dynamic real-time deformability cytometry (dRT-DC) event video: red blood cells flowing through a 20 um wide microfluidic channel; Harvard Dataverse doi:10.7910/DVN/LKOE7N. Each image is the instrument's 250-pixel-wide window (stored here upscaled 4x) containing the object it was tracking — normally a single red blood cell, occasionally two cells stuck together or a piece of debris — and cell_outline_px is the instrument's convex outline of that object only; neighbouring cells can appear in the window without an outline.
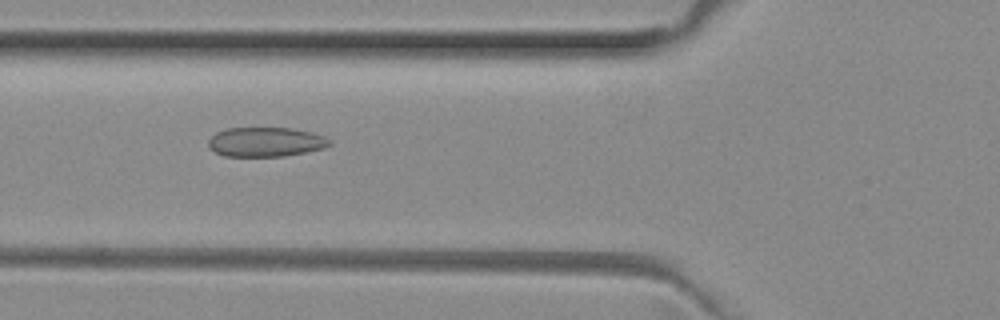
{"species": "common noctule bat (a hibernating species)", "species_latin": "Nyctalus noctula", "temperature_condition": "room temperature", "stored_images_in_passage": 48, "camera_frame_rate_fps": 3000, "um_per_image_px": 0.085, "animal": {"sex": "female", "body_mass_g": 29.2, "forearm_length_mm": 56.3}, "frame": {"image": 1, "passage_image": 16, "time_ms": 5.0, "image_size_px": [1000, 320], "cell_outline_px": [[332, 144], [324, 148], [284, 156], [224, 156], [208, 148], [208, 140], [216, 132], [228, 128], [292, 128], [312, 132], [324, 136], [332, 140]], "centroid_in_image_um": [22.59, 12.06], "position_along_channel_um": 103.2, "area_um2": 20.87}}
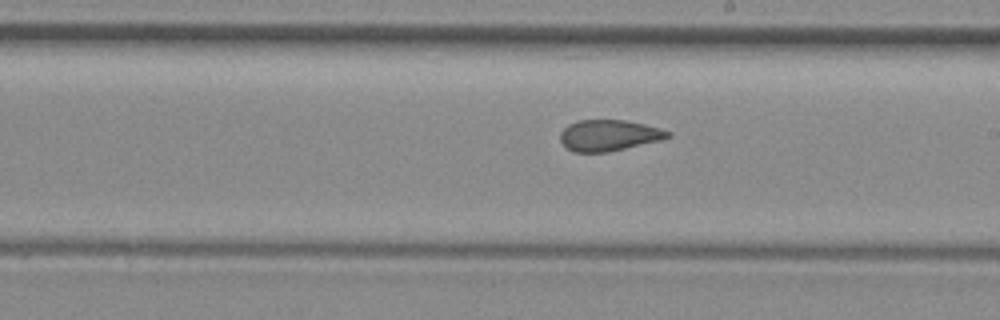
{"frame": {"image": 2, "passage_image": 26, "time_ms": 8.333, "image_size_px": [1000, 320], "cell_outline_px": [[672, 136], [660, 140], [608, 152], [572, 152], [560, 140], [560, 132], [568, 124], [580, 120], [624, 120], [644, 124], [660, 128], [672, 132]], "centroid_in_image_um": [51.76, 11.5], "position_along_channel_um": 237.2, "area_um2": 19.42}}
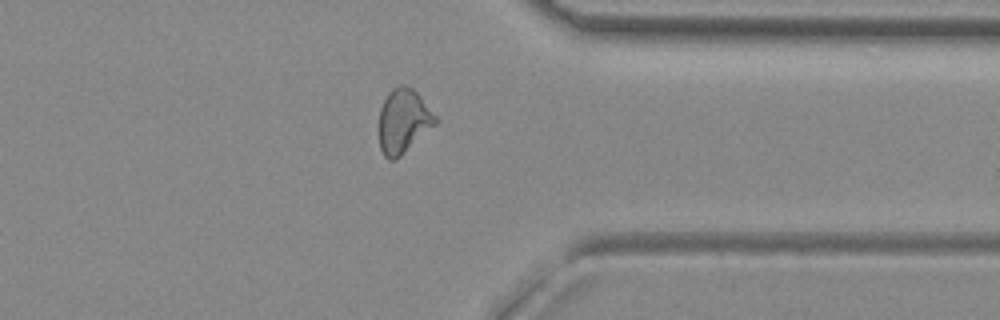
{"frame": {"image": 3, "passage_image": 37, "time_ms": 12.0, "image_size_px": [1000, 320], "cell_outline_px": [[440, 120], [436, 124], [396, 160], [388, 160], [384, 156], [380, 148], [380, 108], [388, 92], [392, 88], [400, 84], [404, 84], [412, 88], [420, 96]], "centroid_in_image_um": [34.3, 10.28], "position_along_channel_um": 377.1, "area_um2": 21.1}, "authors_computed_cell_mechanics": {"area_um2": 21.097, "velocity_mm_per_s": 4.0204, "shape_relaxation_time_tau1_ms": null, "shape_relaxation_time_tau2_ms": 1.5349, "deformation_change_tau1": null, "deformation_change_tau2": 0.0796}}